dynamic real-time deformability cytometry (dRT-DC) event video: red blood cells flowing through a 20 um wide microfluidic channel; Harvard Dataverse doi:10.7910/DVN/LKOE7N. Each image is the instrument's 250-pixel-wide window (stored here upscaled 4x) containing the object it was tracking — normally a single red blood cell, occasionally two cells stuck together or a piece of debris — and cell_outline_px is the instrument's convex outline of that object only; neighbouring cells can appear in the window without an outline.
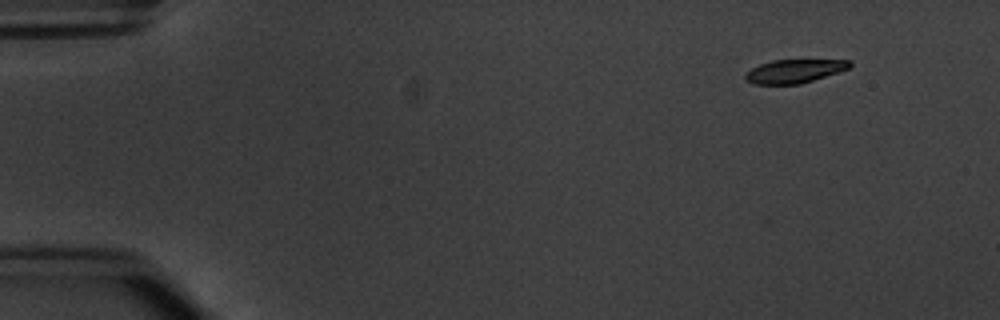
{"species": "common noctule bat (a hibernating species)", "species_latin": "Nyctalus noctula", "temperature_condition": "warm", "stored_images_in_passage": 4, "camera_frame_rate_fps": 3000, "um_per_image_px": 0.085, "animal": {"sex": "male", "body_mass_g": 20.1, "forearm_length_mm": 53.5}, "frame": {"image": 1, "passage_image": 1, "time_ms": 0.0, "image_size_px": [1000, 320], "cell_outline_px": [[852, 64], [848, 68], [800, 84], [756, 84], [748, 80], [744, 76], [752, 68], [760, 64], [772, 60], [852, 60]], "centroid_in_image_um": [67.52, 6.04], "position_along_channel_um": 17.5, "area_um2": 13.93}}
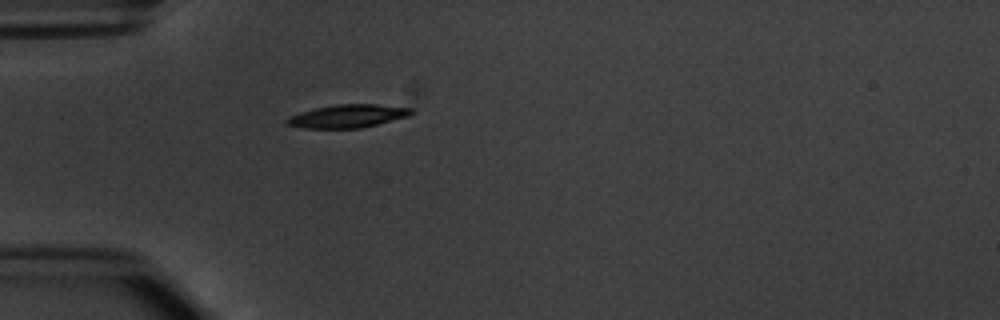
{"frame": {"image": 2, "passage_image": 4, "time_ms": 3.667, "image_size_px": [1000, 320], "cell_outline_px": [[412, 112], [408, 116], [360, 128], [304, 128], [284, 124], [284, 120], [288, 116], [300, 112], [316, 108], [336, 104], [376, 104], [412, 108]], "centroid_in_image_um": [29.48, 9.87], "position_along_channel_um": 55.5, "area_um2": 16.65}}